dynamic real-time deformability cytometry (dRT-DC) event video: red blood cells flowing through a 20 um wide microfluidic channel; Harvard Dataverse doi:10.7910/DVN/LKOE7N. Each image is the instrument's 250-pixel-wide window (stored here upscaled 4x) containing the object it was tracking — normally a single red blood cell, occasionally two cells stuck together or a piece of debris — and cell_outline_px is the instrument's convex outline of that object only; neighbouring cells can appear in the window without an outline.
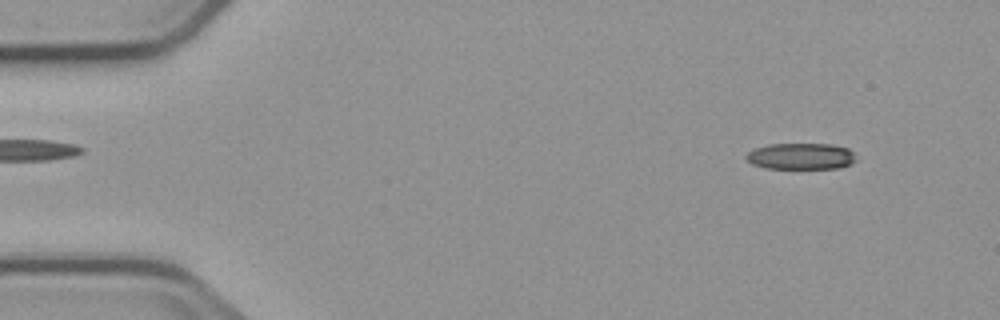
{"species": "common noctule bat (a hibernating species)", "species_latin": "Nyctalus noctula", "temperature_condition": "cold", "stored_images_in_passage": 5, "camera_frame_rate_fps": 3000, "um_per_image_px": 0.085, "animal": {"sex": "male", "body_mass_g": 23.1, "forearm_length_mm": 52.7}, "frame": {"image": 1, "passage_image": 1, "time_ms": 0.0, "image_size_px": [1000, 320], "cell_outline_px": [[856, 160], [852, 164], [840, 168], [764, 168], [752, 164], [744, 156], [748, 152], [756, 148], [768, 144], [832, 144], [848, 148], [852, 152]], "centroid_in_image_um": [68.08, 13.28], "position_along_channel_um": 16.9, "area_um2": 16.88}}
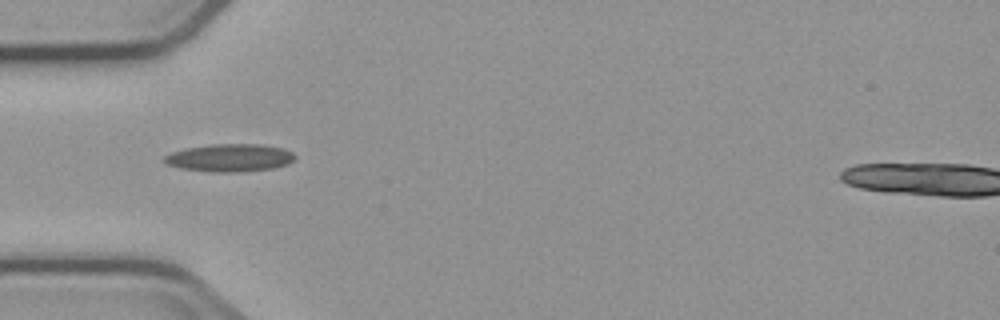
{"frame": {"image": 2, "passage_image": 4, "time_ms": 4.0, "image_size_px": [1000, 320], "cell_outline_px": [[296, 156], [288, 164], [272, 168], [228, 172], [212, 172], [180, 168], [168, 164], [164, 160], [164, 156], [172, 152], [184, 148], [208, 144], [260, 144], [284, 148], [292, 152]], "centroid_in_image_um": [19.52, 13.39], "position_along_channel_um": 65.5, "area_um2": 20.98}}
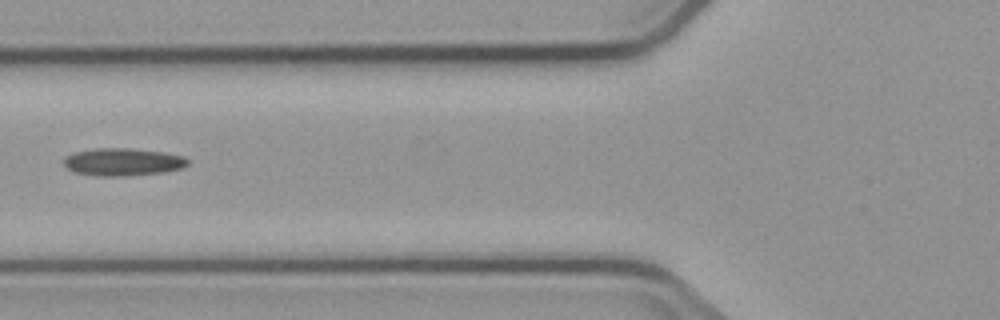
{"frame": {"image": 3, "passage_image": 5, "time_ms": 5.333, "image_size_px": [1000, 320], "cell_outline_px": [[188, 164], [180, 168], [164, 172], [124, 176], [96, 176], [76, 172], [68, 168], [64, 164], [64, 160], [68, 156], [76, 152], [96, 148], [128, 148], [164, 152], [184, 156], [188, 160]], "centroid_in_image_um": [10.47, 13.76], "position_along_channel_um": 115.3, "area_um2": 19.71}}